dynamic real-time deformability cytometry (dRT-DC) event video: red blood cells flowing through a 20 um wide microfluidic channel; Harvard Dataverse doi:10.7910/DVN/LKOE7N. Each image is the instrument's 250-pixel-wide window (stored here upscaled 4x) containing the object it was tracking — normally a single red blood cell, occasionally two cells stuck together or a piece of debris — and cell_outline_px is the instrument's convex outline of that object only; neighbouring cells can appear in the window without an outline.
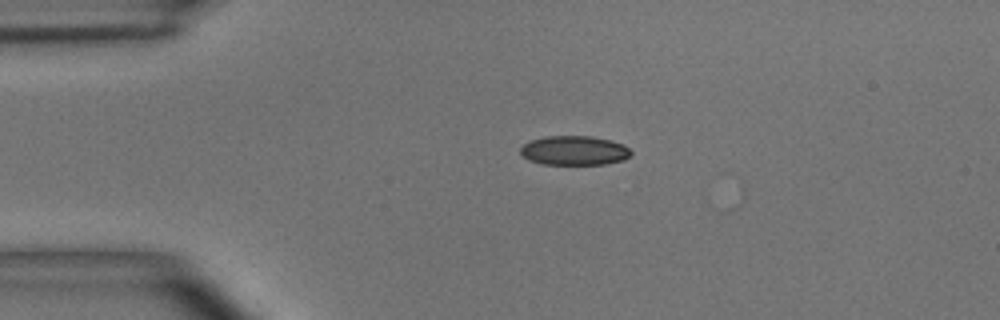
{"species": "common noctule bat (a hibernating species)", "species_latin": "Nyctalus noctula", "temperature_condition": "room temperature", "stored_images_in_passage": 4, "camera_frame_rate_fps": 3000, "um_per_image_px": 0.085, "animal": {"sex": "male", "body_mass_g": 15.6}, "frame": {"image": 1, "passage_image": 3, "time_ms": 2.333, "image_size_px": [1000, 320], "cell_outline_px": [[632, 152], [624, 160], [604, 164], [540, 164], [528, 160], [520, 152], [520, 148], [524, 144], [532, 140], [544, 136], [592, 136], [612, 140], [624, 144]], "centroid_in_image_um": [48.82, 12.79], "position_along_channel_um": 36.2, "area_um2": 18.96}}